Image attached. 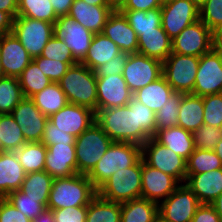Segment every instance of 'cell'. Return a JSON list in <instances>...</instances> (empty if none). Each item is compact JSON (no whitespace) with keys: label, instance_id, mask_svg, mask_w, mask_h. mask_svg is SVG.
I'll use <instances>...</instances> for the list:
<instances>
[{"label":"cell","instance_id":"cell-1","mask_svg":"<svg viewBox=\"0 0 222 222\" xmlns=\"http://www.w3.org/2000/svg\"><path fill=\"white\" fill-rule=\"evenodd\" d=\"M95 121L113 142L142 146L157 133L156 113L134 97L126 106L99 109Z\"/></svg>","mask_w":222,"mask_h":222},{"label":"cell","instance_id":"cell-2","mask_svg":"<svg viewBox=\"0 0 222 222\" xmlns=\"http://www.w3.org/2000/svg\"><path fill=\"white\" fill-rule=\"evenodd\" d=\"M98 195V190L85 174L55 178L52 183L47 208L50 210L67 207L88 206Z\"/></svg>","mask_w":222,"mask_h":222},{"label":"cell","instance_id":"cell-3","mask_svg":"<svg viewBox=\"0 0 222 222\" xmlns=\"http://www.w3.org/2000/svg\"><path fill=\"white\" fill-rule=\"evenodd\" d=\"M68 102L97 111L96 74L82 63L71 65L58 82Z\"/></svg>","mask_w":222,"mask_h":222},{"label":"cell","instance_id":"cell-4","mask_svg":"<svg viewBox=\"0 0 222 222\" xmlns=\"http://www.w3.org/2000/svg\"><path fill=\"white\" fill-rule=\"evenodd\" d=\"M141 157L140 145L130 142H113L86 176L98 190L118 169L133 166Z\"/></svg>","mask_w":222,"mask_h":222},{"label":"cell","instance_id":"cell-5","mask_svg":"<svg viewBox=\"0 0 222 222\" xmlns=\"http://www.w3.org/2000/svg\"><path fill=\"white\" fill-rule=\"evenodd\" d=\"M113 143L94 121L75 140L77 173L87 175Z\"/></svg>","mask_w":222,"mask_h":222},{"label":"cell","instance_id":"cell-6","mask_svg":"<svg viewBox=\"0 0 222 222\" xmlns=\"http://www.w3.org/2000/svg\"><path fill=\"white\" fill-rule=\"evenodd\" d=\"M141 158L128 168L118 169L98 189V195L111 202L124 203L141 198Z\"/></svg>","mask_w":222,"mask_h":222},{"label":"cell","instance_id":"cell-7","mask_svg":"<svg viewBox=\"0 0 222 222\" xmlns=\"http://www.w3.org/2000/svg\"><path fill=\"white\" fill-rule=\"evenodd\" d=\"M199 57L171 53L162 63V75L177 93H192Z\"/></svg>","mask_w":222,"mask_h":222},{"label":"cell","instance_id":"cell-8","mask_svg":"<svg viewBox=\"0 0 222 222\" xmlns=\"http://www.w3.org/2000/svg\"><path fill=\"white\" fill-rule=\"evenodd\" d=\"M53 30V23L16 16L11 32L20 41L28 54L34 58L41 55L45 45L53 36Z\"/></svg>","mask_w":222,"mask_h":222},{"label":"cell","instance_id":"cell-9","mask_svg":"<svg viewBox=\"0 0 222 222\" xmlns=\"http://www.w3.org/2000/svg\"><path fill=\"white\" fill-rule=\"evenodd\" d=\"M141 154L147 165L176 178L178 181L186 182V159L159 143L154 137L149 138L141 146Z\"/></svg>","mask_w":222,"mask_h":222},{"label":"cell","instance_id":"cell-10","mask_svg":"<svg viewBox=\"0 0 222 222\" xmlns=\"http://www.w3.org/2000/svg\"><path fill=\"white\" fill-rule=\"evenodd\" d=\"M172 52L200 57L216 46V35L199 19L171 40Z\"/></svg>","mask_w":222,"mask_h":222},{"label":"cell","instance_id":"cell-11","mask_svg":"<svg viewBox=\"0 0 222 222\" xmlns=\"http://www.w3.org/2000/svg\"><path fill=\"white\" fill-rule=\"evenodd\" d=\"M218 93H222V50L216 45L199 57L191 94L203 97Z\"/></svg>","mask_w":222,"mask_h":222},{"label":"cell","instance_id":"cell-12","mask_svg":"<svg viewBox=\"0 0 222 222\" xmlns=\"http://www.w3.org/2000/svg\"><path fill=\"white\" fill-rule=\"evenodd\" d=\"M53 35L63 40L73 58L81 63L87 55L94 34L69 15L59 16L54 23Z\"/></svg>","mask_w":222,"mask_h":222},{"label":"cell","instance_id":"cell-13","mask_svg":"<svg viewBox=\"0 0 222 222\" xmlns=\"http://www.w3.org/2000/svg\"><path fill=\"white\" fill-rule=\"evenodd\" d=\"M122 75L130 91L135 93L162 76V62L139 53L128 54Z\"/></svg>","mask_w":222,"mask_h":222},{"label":"cell","instance_id":"cell-14","mask_svg":"<svg viewBox=\"0 0 222 222\" xmlns=\"http://www.w3.org/2000/svg\"><path fill=\"white\" fill-rule=\"evenodd\" d=\"M201 203L186 184L158 204V214L171 222H191Z\"/></svg>","mask_w":222,"mask_h":222},{"label":"cell","instance_id":"cell-15","mask_svg":"<svg viewBox=\"0 0 222 222\" xmlns=\"http://www.w3.org/2000/svg\"><path fill=\"white\" fill-rule=\"evenodd\" d=\"M197 20L199 8L190 0H165L161 6V26L171 40Z\"/></svg>","mask_w":222,"mask_h":222},{"label":"cell","instance_id":"cell-16","mask_svg":"<svg viewBox=\"0 0 222 222\" xmlns=\"http://www.w3.org/2000/svg\"><path fill=\"white\" fill-rule=\"evenodd\" d=\"M96 85L97 111L126 106L133 97L122 74L96 76Z\"/></svg>","mask_w":222,"mask_h":222},{"label":"cell","instance_id":"cell-17","mask_svg":"<svg viewBox=\"0 0 222 222\" xmlns=\"http://www.w3.org/2000/svg\"><path fill=\"white\" fill-rule=\"evenodd\" d=\"M11 115L20 126L26 142H41L48 117L36 107L31 98L24 97Z\"/></svg>","mask_w":222,"mask_h":222},{"label":"cell","instance_id":"cell-18","mask_svg":"<svg viewBox=\"0 0 222 222\" xmlns=\"http://www.w3.org/2000/svg\"><path fill=\"white\" fill-rule=\"evenodd\" d=\"M179 181L149 165L141 157V197L159 204V198L166 199L179 186Z\"/></svg>","mask_w":222,"mask_h":222},{"label":"cell","instance_id":"cell-19","mask_svg":"<svg viewBox=\"0 0 222 222\" xmlns=\"http://www.w3.org/2000/svg\"><path fill=\"white\" fill-rule=\"evenodd\" d=\"M58 129L65 131L76 138L95 121V112L91 109L68 103L57 113L48 117Z\"/></svg>","mask_w":222,"mask_h":222},{"label":"cell","instance_id":"cell-20","mask_svg":"<svg viewBox=\"0 0 222 222\" xmlns=\"http://www.w3.org/2000/svg\"><path fill=\"white\" fill-rule=\"evenodd\" d=\"M0 61L5 76L18 78L32 57L12 32L0 37Z\"/></svg>","mask_w":222,"mask_h":222},{"label":"cell","instance_id":"cell-21","mask_svg":"<svg viewBox=\"0 0 222 222\" xmlns=\"http://www.w3.org/2000/svg\"><path fill=\"white\" fill-rule=\"evenodd\" d=\"M44 170L54 179L77 174L75 143H57L48 146Z\"/></svg>","mask_w":222,"mask_h":222},{"label":"cell","instance_id":"cell-22","mask_svg":"<svg viewBox=\"0 0 222 222\" xmlns=\"http://www.w3.org/2000/svg\"><path fill=\"white\" fill-rule=\"evenodd\" d=\"M102 33L111 39L122 52L137 53L138 37L136 32L118 9L109 16Z\"/></svg>","mask_w":222,"mask_h":222},{"label":"cell","instance_id":"cell-23","mask_svg":"<svg viewBox=\"0 0 222 222\" xmlns=\"http://www.w3.org/2000/svg\"><path fill=\"white\" fill-rule=\"evenodd\" d=\"M114 10L111 5H89L83 0H74L68 15L93 34H97L102 33Z\"/></svg>","mask_w":222,"mask_h":222},{"label":"cell","instance_id":"cell-24","mask_svg":"<svg viewBox=\"0 0 222 222\" xmlns=\"http://www.w3.org/2000/svg\"><path fill=\"white\" fill-rule=\"evenodd\" d=\"M186 185L201 204H211L222 192V168L201 174H186Z\"/></svg>","mask_w":222,"mask_h":222},{"label":"cell","instance_id":"cell-25","mask_svg":"<svg viewBox=\"0 0 222 222\" xmlns=\"http://www.w3.org/2000/svg\"><path fill=\"white\" fill-rule=\"evenodd\" d=\"M25 175L15 152H0V198L21 189Z\"/></svg>","mask_w":222,"mask_h":222},{"label":"cell","instance_id":"cell-26","mask_svg":"<svg viewBox=\"0 0 222 222\" xmlns=\"http://www.w3.org/2000/svg\"><path fill=\"white\" fill-rule=\"evenodd\" d=\"M137 53L157 59L162 63L172 53L171 39L163 30L157 27L156 31H140Z\"/></svg>","mask_w":222,"mask_h":222},{"label":"cell","instance_id":"cell-27","mask_svg":"<svg viewBox=\"0 0 222 222\" xmlns=\"http://www.w3.org/2000/svg\"><path fill=\"white\" fill-rule=\"evenodd\" d=\"M154 138L186 160L195 150L192 132L179 126L158 130Z\"/></svg>","mask_w":222,"mask_h":222},{"label":"cell","instance_id":"cell-28","mask_svg":"<svg viewBox=\"0 0 222 222\" xmlns=\"http://www.w3.org/2000/svg\"><path fill=\"white\" fill-rule=\"evenodd\" d=\"M174 93L175 91L162 75L156 81L133 93V97L156 113Z\"/></svg>","mask_w":222,"mask_h":222},{"label":"cell","instance_id":"cell-29","mask_svg":"<svg viewBox=\"0 0 222 222\" xmlns=\"http://www.w3.org/2000/svg\"><path fill=\"white\" fill-rule=\"evenodd\" d=\"M120 52L119 47L111 39L103 33H97L94 34L87 55L81 63L95 71Z\"/></svg>","mask_w":222,"mask_h":222},{"label":"cell","instance_id":"cell-30","mask_svg":"<svg viewBox=\"0 0 222 222\" xmlns=\"http://www.w3.org/2000/svg\"><path fill=\"white\" fill-rule=\"evenodd\" d=\"M203 112V97L183 93L179 107L178 126L190 132L197 130L204 124Z\"/></svg>","mask_w":222,"mask_h":222},{"label":"cell","instance_id":"cell-31","mask_svg":"<svg viewBox=\"0 0 222 222\" xmlns=\"http://www.w3.org/2000/svg\"><path fill=\"white\" fill-rule=\"evenodd\" d=\"M158 215V204L145 198L121 203L120 222H153Z\"/></svg>","mask_w":222,"mask_h":222},{"label":"cell","instance_id":"cell-32","mask_svg":"<svg viewBox=\"0 0 222 222\" xmlns=\"http://www.w3.org/2000/svg\"><path fill=\"white\" fill-rule=\"evenodd\" d=\"M36 107L47 117L57 113L69 102L59 83L52 82L31 97Z\"/></svg>","mask_w":222,"mask_h":222},{"label":"cell","instance_id":"cell-33","mask_svg":"<svg viewBox=\"0 0 222 222\" xmlns=\"http://www.w3.org/2000/svg\"><path fill=\"white\" fill-rule=\"evenodd\" d=\"M14 152L26 174L44 171L47 147L42 142H26Z\"/></svg>","mask_w":222,"mask_h":222},{"label":"cell","instance_id":"cell-34","mask_svg":"<svg viewBox=\"0 0 222 222\" xmlns=\"http://www.w3.org/2000/svg\"><path fill=\"white\" fill-rule=\"evenodd\" d=\"M53 180L54 178L45 170L27 173L21 190L24 191L28 197L41 198V203L47 208Z\"/></svg>","mask_w":222,"mask_h":222},{"label":"cell","instance_id":"cell-35","mask_svg":"<svg viewBox=\"0 0 222 222\" xmlns=\"http://www.w3.org/2000/svg\"><path fill=\"white\" fill-rule=\"evenodd\" d=\"M121 203L97 195L87 206L86 222H120Z\"/></svg>","mask_w":222,"mask_h":222},{"label":"cell","instance_id":"cell-36","mask_svg":"<svg viewBox=\"0 0 222 222\" xmlns=\"http://www.w3.org/2000/svg\"><path fill=\"white\" fill-rule=\"evenodd\" d=\"M18 79L23 96L27 98H31L52 83L33 60L22 71Z\"/></svg>","mask_w":222,"mask_h":222},{"label":"cell","instance_id":"cell-37","mask_svg":"<svg viewBox=\"0 0 222 222\" xmlns=\"http://www.w3.org/2000/svg\"><path fill=\"white\" fill-rule=\"evenodd\" d=\"M127 22L140 35V31H156L157 27H161V8L149 11L143 10H119Z\"/></svg>","mask_w":222,"mask_h":222},{"label":"cell","instance_id":"cell-38","mask_svg":"<svg viewBox=\"0 0 222 222\" xmlns=\"http://www.w3.org/2000/svg\"><path fill=\"white\" fill-rule=\"evenodd\" d=\"M0 139L2 152H14L26 143L20 126L11 114L0 115Z\"/></svg>","mask_w":222,"mask_h":222},{"label":"cell","instance_id":"cell-39","mask_svg":"<svg viewBox=\"0 0 222 222\" xmlns=\"http://www.w3.org/2000/svg\"><path fill=\"white\" fill-rule=\"evenodd\" d=\"M17 16L55 23L56 15L50 0H18Z\"/></svg>","mask_w":222,"mask_h":222},{"label":"cell","instance_id":"cell-40","mask_svg":"<svg viewBox=\"0 0 222 222\" xmlns=\"http://www.w3.org/2000/svg\"><path fill=\"white\" fill-rule=\"evenodd\" d=\"M23 98L18 78L9 76L0 78V115L11 114Z\"/></svg>","mask_w":222,"mask_h":222},{"label":"cell","instance_id":"cell-41","mask_svg":"<svg viewBox=\"0 0 222 222\" xmlns=\"http://www.w3.org/2000/svg\"><path fill=\"white\" fill-rule=\"evenodd\" d=\"M221 168V161L213 150L195 149L186 160V174H201Z\"/></svg>","mask_w":222,"mask_h":222},{"label":"cell","instance_id":"cell-42","mask_svg":"<svg viewBox=\"0 0 222 222\" xmlns=\"http://www.w3.org/2000/svg\"><path fill=\"white\" fill-rule=\"evenodd\" d=\"M183 93L175 92L173 96L166 101V104L156 112V129L162 130L178 126L179 107Z\"/></svg>","mask_w":222,"mask_h":222},{"label":"cell","instance_id":"cell-43","mask_svg":"<svg viewBox=\"0 0 222 222\" xmlns=\"http://www.w3.org/2000/svg\"><path fill=\"white\" fill-rule=\"evenodd\" d=\"M6 199L31 220L46 209L41 203V198L28 197L21 189L12 191Z\"/></svg>","mask_w":222,"mask_h":222},{"label":"cell","instance_id":"cell-44","mask_svg":"<svg viewBox=\"0 0 222 222\" xmlns=\"http://www.w3.org/2000/svg\"><path fill=\"white\" fill-rule=\"evenodd\" d=\"M199 19L215 34L222 31V0H206L199 8Z\"/></svg>","mask_w":222,"mask_h":222},{"label":"cell","instance_id":"cell-45","mask_svg":"<svg viewBox=\"0 0 222 222\" xmlns=\"http://www.w3.org/2000/svg\"><path fill=\"white\" fill-rule=\"evenodd\" d=\"M195 149L214 150L222 139V126L201 125L192 132Z\"/></svg>","mask_w":222,"mask_h":222},{"label":"cell","instance_id":"cell-46","mask_svg":"<svg viewBox=\"0 0 222 222\" xmlns=\"http://www.w3.org/2000/svg\"><path fill=\"white\" fill-rule=\"evenodd\" d=\"M40 70L54 83H58L66 74L67 69L78 62H61L42 56L32 58Z\"/></svg>","mask_w":222,"mask_h":222},{"label":"cell","instance_id":"cell-47","mask_svg":"<svg viewBox=\"0 0 222 222\" xmlns=\"http://www.w3.org/2000/svg\"><path fill=\"white\" fill-rule=\"evenodd\" d=\"M204 124L222 126V93L203 96Z\"/></svg>","mask_w":222,"mask_h":222},{"label":"cell","instance_id":"cell-48","mask_svg":"<svg viewBox=\"0 0 222 222\" xmlns=\"http://www.w3.org/2000/svg\"><path fill=\"white\" fill-rule=\"evenodd\" d=\"M40 56L61 62H77L65 42L54 35L47 42Z\"/></svg>","mask_w":222,"mask_h":222},{"label":"cell","instance_id":"cell-49","mask_svg":"<svg viewBox=\"0 0 222 222\" xmlns=\"http://www.w3.org/2000/svg\"><path fill=\"white\" fill-rule=\"evenodd\" d=\"M76 137L57 128L49 120L46 122L44 135L41 142L46 146L57 143H75Z\"/></svg>","mask_w":222,"mask_h":222},{"label":"cell","instance_id":"cell-50","mask_svg":"<svg viewBox=\"0 0 222 222\" xmlns=\"http://www.w3.org/2000/svg\"><path fill=\"white\" fill-rule=\"evenodd\" d=\"M55 222H86L87 206L52 210Z\"/></svg>","mask_w":222,"mask_h":222},{"label":"cell","instance_id":"cell-51","mask_svg":"<svg viewBox=\"0 0 222 222\" xmlns=\"http://www.w3.org/2000/svg\"><path fill=\"white\" fill-rule=\"evenodd\" d=\"M127 58L128 54L121 51L113 59L99 66L94 72L96 76L122 74Z\"/></svg>","mask_w":222,"mask_h":222},{"label":"cell","instance_id":"cell-52","mask_svg":"<svg viewBox=\"0 0 222 222\" xmlns=\"http://www.w3.org/2000/svg\"><path fill=\"white\" fill-rule=\"evenodd\" d=\"M0 222H32L6 198H0Z\"/></svg>","mask_w":222,"mask_h":222},{"label":"cell","instance_id":"cell-53","mask_svg":"<svg viewBox=\"0 0 222 222\" xmlns=\"http://www.w3.org/2000/svg\"><path fill=\"white\" fill-rule=\"evenodd\" d=\"M165 0H126L118 10H143L149 11L161 8Z\"/></svg>","mask_w":222,"mask_h":222},{"label":"cell","instance_id":"cell-54","mask_svg":"<svg viewBox=\"0 0 222 222\" xmlns=\"http://www.w3.org/2000/svg\"><path fill=\"white\" fill-rule=\"evenodd\" d=\"M191 222H221V219L211 204H201Z\"/></svg>","mask_w":222,"mask_h":222},{"label":"cell","instance_id":"cell-55","mask_svg":"<svg viewBox=\"0 0 222 222\" xmlns=\"http://www.w3.org/2000/svg\"><path fill=\"white\" fill-rule=\"evenodd\" d=\"M56 15H68L74 0H50Z\"/></svg>","mask_w":222,"mask_h":222},{"label":"cell","instance_id":"cell-56","mask_svg":"<svg viewBox=\"0 0 222 222\" xmlns=\"http://www.w3.org/2000/svg\"><path fill=\"white\" fill-rule=\"evenodd\" d=\"M14 18L6 12L0 11V37L12 31Z\"/></svg>","mask_w":222,"mask_h":222},{"label":"cell","instance_id":"cell-57","mask_svg":"<svg viewBox=\"0 0 222 222\" xmlns=\"http://www.w3.org/2000/svg\"><path fill=\"white\" fill-rule=\"evenodd\" d=\"M0 11L9 13L15 18L18 14V0H0Z\"/></svg>","mask_w":222,"mask_h":222},{"label":"cell","instance_id":"cell-58","mask_svg":"<svg viewBox=\"0 0 222 222\" xmlns=\"http://www.w3.org/2000/svg\"><path fill=\"white\" fill-rule=\"evenodd\" d=\"M32 222H55L53 211L46 208Z\"/></svg>","mask_w":222,"mask_h":222},{"label":"cell","instance_id":"cell-59","mask_svg":"<svg viewBox=\"0 0 222 222\" xmlns=\"http://www.w3.org/2000/svg\"><path fill=\"white\" fill-rule=\"evenodd\" d=\"M217 214L219 215L222 222V192L220 195L211 203Z\"/></svg>","mask_w":222,"mask_h":222},{"label":"cell","instance_id":"cell-60","mask_svg":"<svg viewBox=\"0 0 222 222\" xmlns=\"http://www.w3.org/2000/svg\"><path fill=\"white\" fill-rule=\"evenodd\" d=\"M87 4L91 5H110L108 0H83Z\"/></svg>","mask_w":222,"mask_h":222},{"label":"cell","instance_id":"cell-61","mask_svg":"<svg viewBox=\"0 0 222 222\" xmlns=\"http://www.w3.org/2000/svg\"><path fill=\"white\" fill-rule=\"evenodd\" d=\"M126 0H108L109 4L115 9H119Z\"/></svg>","mask_w":222,"mask_h":222},{"label":"cell","instance_id":"cell-62","mask_svg":"<svg viewBox=\"0 0 222 222\" xmlns=\"http://www.w3.org/2000/svg\"><path fill=\"white\" fill-rule=\"evenodd\" d=\"M217 156L219 157L221 164H222V139L220 140V142L215 146L214 150H213Z\"/></svg>","mask_w":222,"mask_h":222},{"label":"cell","instance_id":"cell-63","mask_svg":"<svg viewBox=\"0 0 222 222\" xmlns=\"http://www.w3.org/2000/svg\"><path fill=\"white\" fill-rule=\"evenodd\" d=\"M216 45L222 50V31L216 35Z\"/></svg>","mask_w":222,"mask_h":222},{"label":"cell","instance_id":"cell-64","mask_svg":"<svg viewBox=\"0 0 222 222\" xmlns=\"http://www.w3.org/2000/svg\"><path fill=\"white\" fill-rule=\"evenodd\" d=\"M190 1L193 2L198 8H200L206 2V0H190Z\"/></svg>","mask_w":222,"mask_h":222},{"label":"cell","instance_id":"cell-65","mask_svg":"<svg viewBox=\"0 0 222 222\" xmlns=\"http://www.w3.org/2000/svg\"><path fill=\"white\" fill-rule=\"evenodd\" d=\"M153 222H171V221L166 220L165 218H163L161 215L158 214Z\"/></svg>","mask_w":222,"mask_h":222},{"label":"cell","instance_id":"cell-66","mask_svg":"<svg viewBox=\"0 0 222 222\" xmlns=\"http://www.w3.org/2000/svg\"><path fill=\"white\" fill-rule=\"evenodd\" d=\"M4 73L2 71V64H1V61H0V78L4 77Z\"/></svg>","mask_w":222,"mask_h":222},{"label":"cell","instance_id":"cell-67","mask_svg":"<svg viewBox=\"0 0 222 222\" xmlns=\"http://www.w3.org/2000/svg\"><path fill=\"white\" fill-rule=\"evenodd\" d=\"M0 152H2V142H1V139H0Z\"/></svg>","mask_w":222,"mask_h":222}]
</instances>
